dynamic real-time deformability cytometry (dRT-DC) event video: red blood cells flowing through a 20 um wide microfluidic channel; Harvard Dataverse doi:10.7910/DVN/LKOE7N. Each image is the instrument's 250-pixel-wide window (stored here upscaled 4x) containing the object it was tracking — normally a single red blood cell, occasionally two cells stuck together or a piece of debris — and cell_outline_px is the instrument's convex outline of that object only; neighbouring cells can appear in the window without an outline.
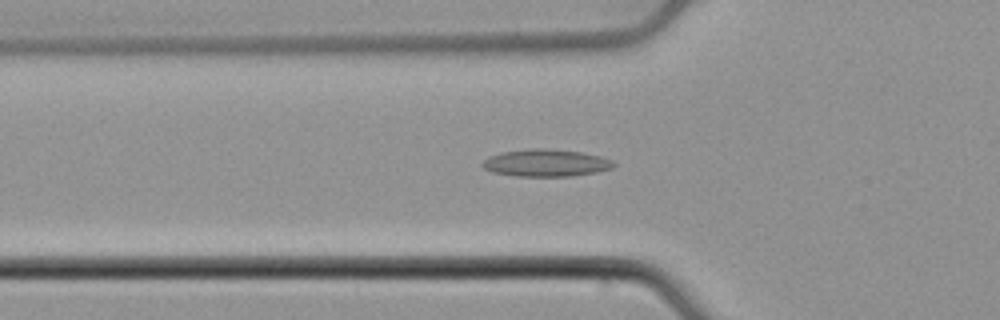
{"species": "common noctule bat (a hibernating species)", "species_latin": "Nyctalus noctula", "temperature_condition": "cold", "stored_images_in_passage": 49, "camera_frame_rate_fps": 3000, "um_per_image_px": 0.085, "animal": {"sex": "male", "body_mass_g": 21.5, "forearm_length_mm": 52.0}, "frame": {"image": 1, "passage_image": 14, "time_ms": 4.333, "image_size_px": [1000, 320], "cell_outline_px": [[616, 164], [612, 168], [596, 172], [572, 176], [516, 176], [492, 172], [484, 168], [480, 164], [488, 156], [500, 152], [532, 148], [548, 148], [580, 152], [600, 156], [612, 160]], "centroid_in_image_um": [46.38, 13.84], "position_along_channel_um": 79.4, "area_um2": 20.92}}
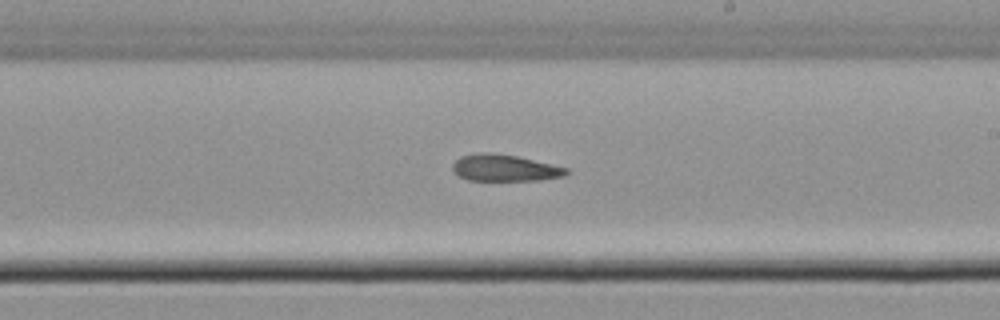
{"frame": {"image": 2, "passage_image": 27, "time_ms": 8.667, "image_size_px": [1000, 320], "cell_outline_px": [[568, 172], [564, 176], [540, 180], [468, 180], [460, 176], [452, 168], [452, 164], [460, 156], [480, 152], [488, 152], [516, 156], [552, 164], [568, 168]], "centroid_in_image_um": [42.9, 14.27], "position_along_channel_um": 246.1, "area_um2": 17.51}}
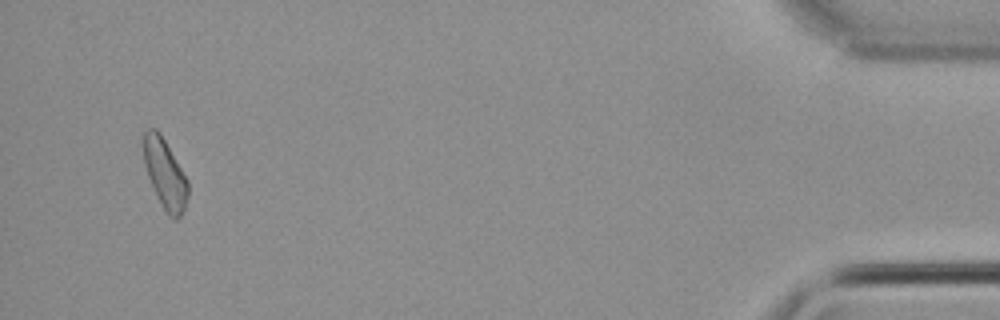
{"frame": {"image": 3, "passage_image": 47, "time_ms": 15.333, "image_size_px": [1000, 320], "cell_outline_px": [[188, 196], [184, 212], [176, 220], [172, 220], [168, 216], [148, 176], [144, 164], [144, 132], [148, 128], [156, 128], [160, 132], [188, 180]], "centroid_in_image_um": [14.05, 14.78], "position_along_channel_um": 421.2, "area_um2": 17.8}, "authors_computed_cell_mechanics": {"area_um2": 18.9006, "velocity_mm_per_s": 3.8501, "shape_relaxation_time_tau1_ms": null, "shape_relaxation_time_tau2_ms": 6.5406, "deformation_change_tau1": null, "deformation_change_tau2": 0.1518}}